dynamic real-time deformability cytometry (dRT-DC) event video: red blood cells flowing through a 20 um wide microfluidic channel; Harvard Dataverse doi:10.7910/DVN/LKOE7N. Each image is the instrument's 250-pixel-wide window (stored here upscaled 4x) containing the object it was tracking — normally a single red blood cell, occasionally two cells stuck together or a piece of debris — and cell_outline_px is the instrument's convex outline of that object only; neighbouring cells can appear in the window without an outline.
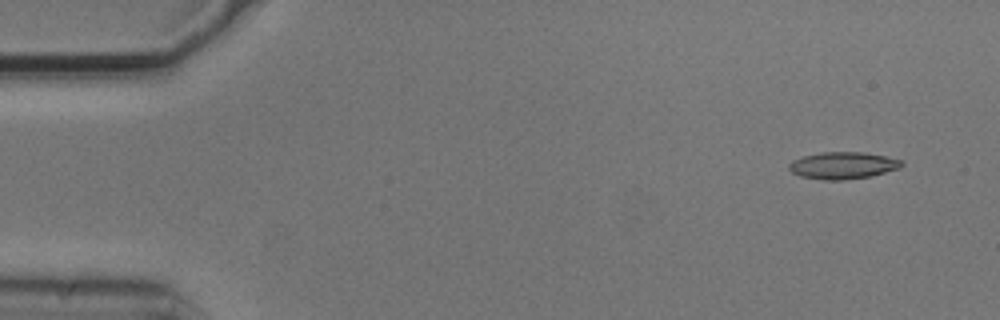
{"species": "common noctule bat (a hibernating species)", "species_latin": "Nyctalus noctula", "temperature_condition": "cold", "stored_images_in_passage": 4, "camera_frame_rate_fps": 3000, "um_per_image_px": 0.085, "animal": {"sex": "male", "body_mass_g": 20.5, "forearm_length_mm": 52.5}, "frame": {"image": 1, "passage_image": 1, "time_ms": 0.0, "image_size_px": [1000, 320], "cell_outline_px": [[904, 164], [900, 168], [872, 176], [844, 180], [824, 180], [800, 176], [792, 172], [788, 168], [788, 164], [792, 160], [804, 156], [820, 152], [864, 152], [884, 156], [900, 160]], "centroid_in_image_um": [71.63, 14.07], "position_along_channel_um": 13.4, "area_um2": 17.74}}